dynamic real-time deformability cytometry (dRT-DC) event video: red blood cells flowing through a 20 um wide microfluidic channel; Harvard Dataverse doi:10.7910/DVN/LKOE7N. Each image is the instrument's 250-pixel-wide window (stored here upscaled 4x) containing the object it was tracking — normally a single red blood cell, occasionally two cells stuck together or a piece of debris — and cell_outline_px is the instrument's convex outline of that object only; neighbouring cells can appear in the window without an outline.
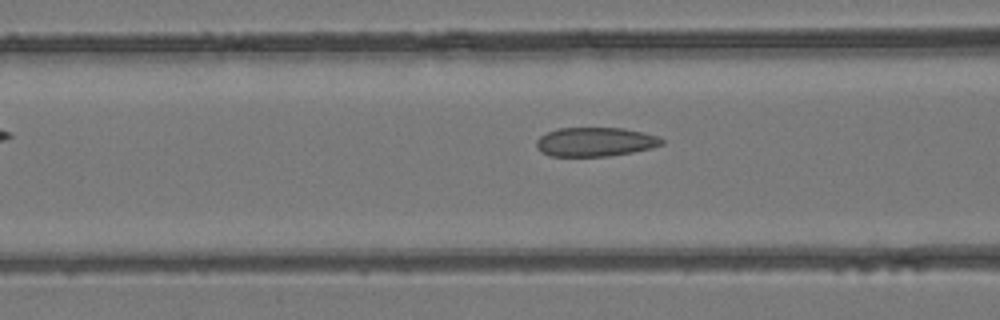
{"species": "common noctule bat (a hibernating species)", "species_latin": "Nyctalus noctula", "temperature_condition": "room temperature", "stored_images_in_passage": 4, "segment_of_instrument_passage": [2, 2], "camera_frame_rate_fps": 3000, "um_per_image_px": 0.085, "animal": {"sex": "female", "body_mass_g": 24.6, "forearm_length_mm": 56.2}, "frame": {"image": 1, "passage_image": 4, "time_ms": 1.0, "image_size_px": [1000, 320], "cell_outline_px": [[664, 144], [652, 148], [632, 152], [608, 156], [548, 156], [540, 152], [536, 148], [536, 140], [540, 136], [556, 128], [624, 128], [656, 136], [664, 140]], "centroid_in_image_um": [50.55, 12.06], "position_along_channel_um": 116.0, "area_um2": 21.27}}